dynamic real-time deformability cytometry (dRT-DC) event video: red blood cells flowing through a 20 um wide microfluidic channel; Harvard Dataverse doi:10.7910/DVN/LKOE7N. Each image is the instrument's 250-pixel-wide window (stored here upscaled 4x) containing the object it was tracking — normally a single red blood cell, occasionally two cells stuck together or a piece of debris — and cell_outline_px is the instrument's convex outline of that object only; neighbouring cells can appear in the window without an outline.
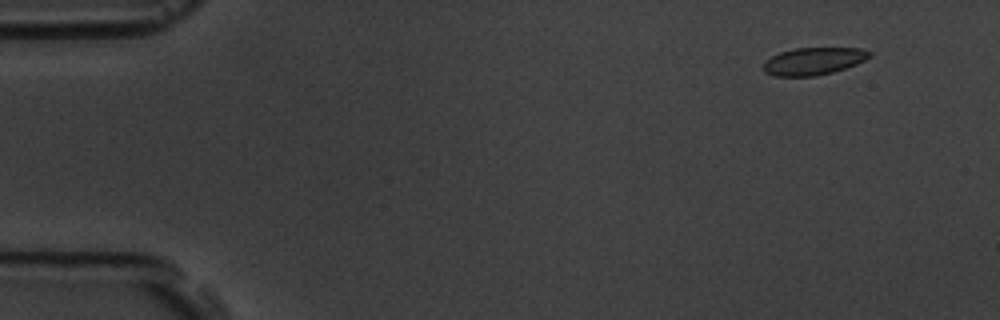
{"species": "common noctule bat (a hibernating species)", "species_latin": "Nyctalus noctula", "temperature_condition": "room temperature", "stored_images_in_passage": 7, "camera_frame_rate_fps": 3000, "um_per_image_px": 0.085, "animal": {"sex": "male", "body_mass_g": 19.5, "forearm_length_mm": 54.6}, "frame": {"image": 1, "passage_image": 2, "time_ms": 1.0, "image_size_px": [1000, 320], "cell_outline_px": [[872, 56], [856, 64], [832, 72], [816, 76], [776, 76], [764, 72], [764, 64], [772, 56], [780, 52], [796, 48], [860, 48], [872, 52]], "centroid_in_image_um": [69.18, 5.19], "position_along_channel_um": 15.8, "area_um2": 16.76}}
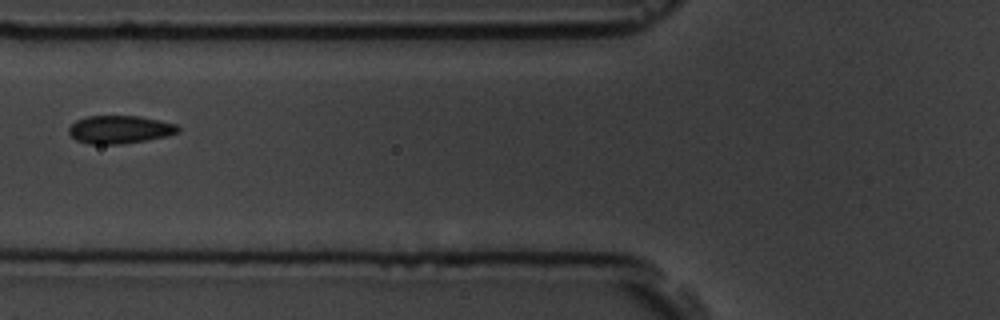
{"frame": {"image": 2, "passage_image": 6, "time_ms": 6.667, "image_size_px": [1000, 320], "cell_outline_px": [[180, 132], [168, 136], [120, 144], [88, 144], [76, 140], [68, 132], [68, 128], [76, 120], [88, 116], [140, 116], [160, 120], [176, 124], [180, 128]], "centroid_in_image_um": [10.19, 11.0], "position_along_channel_um": 115.6, "area_um2": 17.86}}
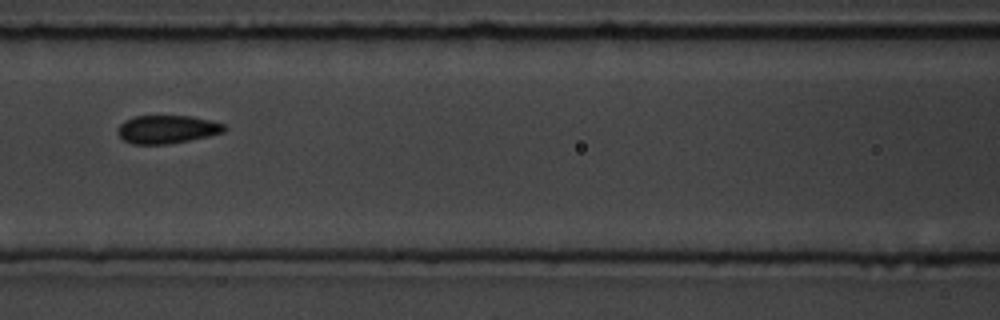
{"frame": {"image": 3, "passage_image": 7, "time_ms": 7.667, "image_size_px": [1000, 320], "cell_outline_px": [[228, 128], [224, 132], [208, 136], [168, 144], [132, 144], [124, 140], [116, 132], [116, 128], [124, 120], [136, 116], [192, 116], [224, 124]], "centroid_in_image_um": [14.17, 10.99], "position_along_channel_um": 152.4, "area_um2": 17.51}}